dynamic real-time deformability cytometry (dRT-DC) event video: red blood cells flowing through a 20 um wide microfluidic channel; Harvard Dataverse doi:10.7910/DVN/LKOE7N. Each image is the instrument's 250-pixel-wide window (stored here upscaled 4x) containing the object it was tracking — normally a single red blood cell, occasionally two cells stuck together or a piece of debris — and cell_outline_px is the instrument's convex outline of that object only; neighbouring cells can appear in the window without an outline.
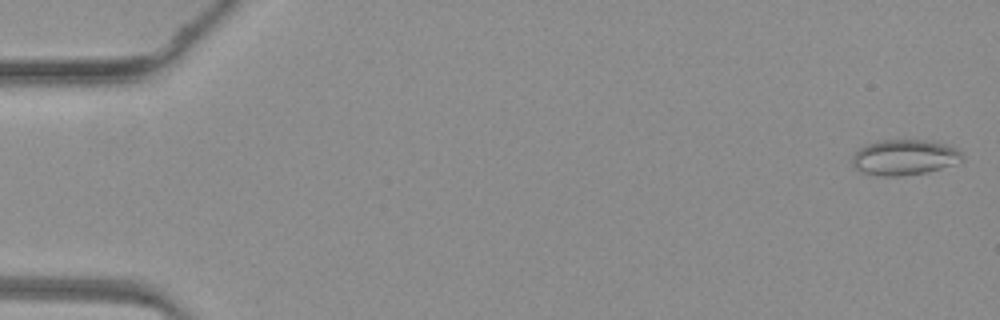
{"species": "common noctule bat (a hibernating species)", "species_latin": "Nyctalus noctula", "temperature_condition": "warm", "stored_images_in_passage": 30, "camera_frame_rate_fps": 3000, "um_per_image_px": 0.085, "animal": {"sex": "female", "body_mass_g": 19.3, "forearm_length_mm": 54.1}, "frame": {"image": 1, "passage_image": 1, "time_ms": 0.0, "image_size_px": [1000, 320], "cell_outline_px": [[964, 160], [940, 168], [924, 172], [900, 176], [880, 176], [860, 172], [852, 164], [852, 156], [860, 148], [868, 144], [880, 140], [924, 140], [944, 144], [956, 148], [964, 156]], "centroid_in_image_um": [76.85, 13.37], "position_along_channel_um": 8.1, "area_um2": 22.54}}
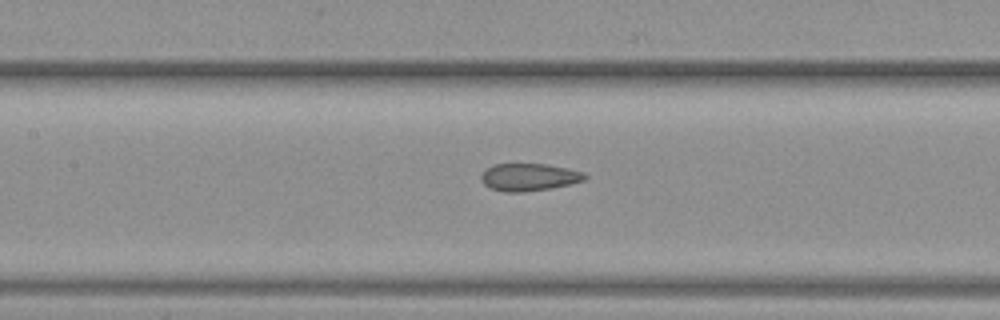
{"frame": {"image": 2, "passage_image": 22, "time_ms": 7.0, "image_size_px": [1000, 320], "cell_outline_px": [[588, 176], [584, 180], [552, 188], [524, 192], [504, 192], [488, 188], [480, 180], [480, 176], [484, 168], [492, 164], [544, 164], [568, 168], [584, 172]], "centroid_in_image_um": [44.91, 15.05], "position_along_channel_um": 162.5, "area_um2": 16.82}}
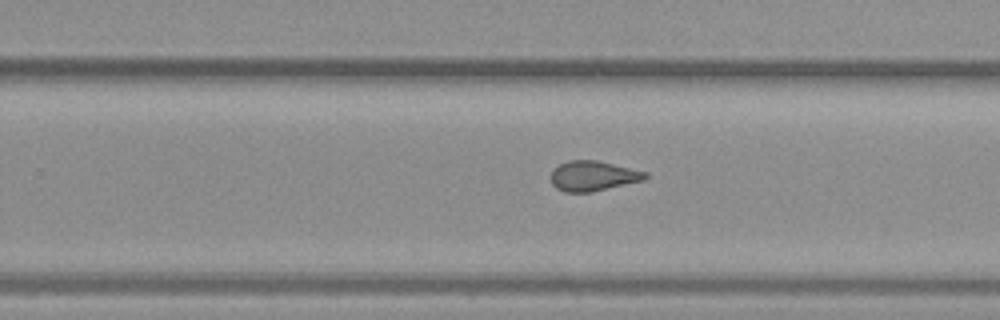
{"frame": {"image": 3, "passage_image": 30, "time_ms": 9.667, "image_size_px": [1000, 320], "cell_outline_px": [[648, 176], [644, 180], [592, 192], [564, 192], [556, 188], [552, 184], [552, 168], [568, 160], [596, 160], [648, 172]], "centroid_in_image_um": [50.41, 14.95], "position_along_channel_um": 279.4, "area_um2": 16.53}}